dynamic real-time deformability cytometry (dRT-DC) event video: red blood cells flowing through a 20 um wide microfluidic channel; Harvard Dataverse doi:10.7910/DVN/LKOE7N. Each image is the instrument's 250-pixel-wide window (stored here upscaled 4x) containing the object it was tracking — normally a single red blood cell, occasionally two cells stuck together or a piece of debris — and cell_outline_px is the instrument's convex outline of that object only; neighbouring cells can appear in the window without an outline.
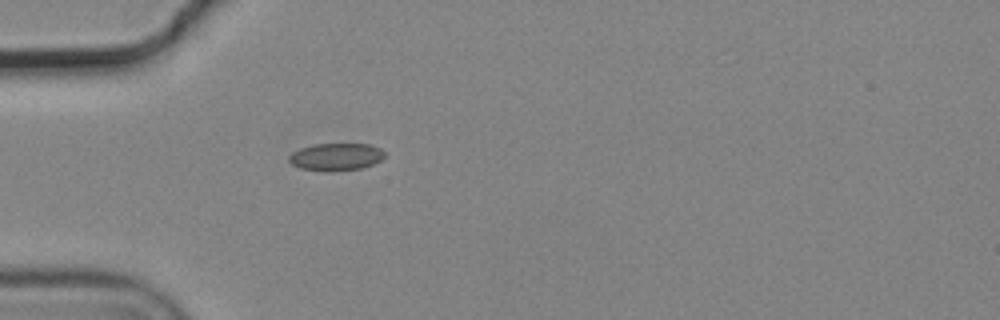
{"species": "common noctule bat (a hibernating species)", "species_latin": "Nyctalus noctula", "temperature_condition": "cold", "stored_images_in_passage": 1, "camera_frame_rate_fps": 3000, "um_per_image_px": 0.085, "animal": {"sex": "male", "body_mass_g": 19.2, "forearm_length_mm": 51.8}, "frame": {"image": 1, "passage_image": 1, "time_ms": 0.0, "image_size_px": [1000, 320], "cell_outline_px": [[384, 156], [380, 160], [372, 164], [360, 168], [332, 172], [324, 172], [300, 168], [292, 164], [288, 160], [288, 156], [292, 152], [300, 148], [312, 144], [372, 144], [380, 148], [384, 152]], "centroid_in_image_um": [28.52, 13.33], "position_along_channel_um": 56.5, "area_um2": 15.43}}